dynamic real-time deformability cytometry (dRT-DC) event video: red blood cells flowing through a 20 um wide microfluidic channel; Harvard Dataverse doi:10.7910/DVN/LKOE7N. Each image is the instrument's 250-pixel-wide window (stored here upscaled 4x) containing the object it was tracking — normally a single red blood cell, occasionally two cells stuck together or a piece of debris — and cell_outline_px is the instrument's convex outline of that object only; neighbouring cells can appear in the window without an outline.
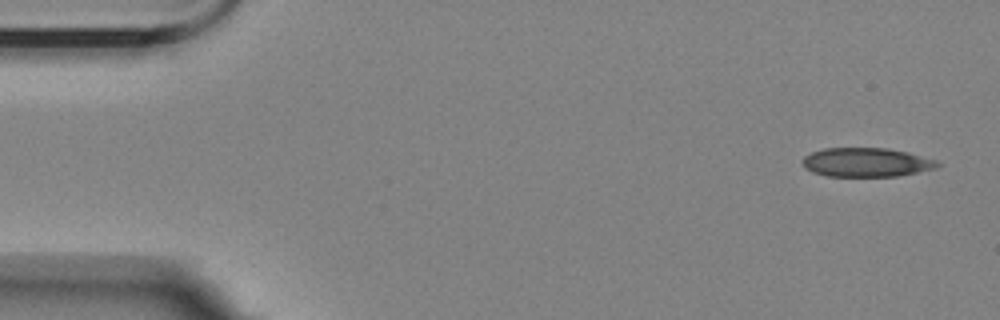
{"species": "Egyptian fruit bat (a non-hibernating species)", "species_latin": "Rousettus aegyptiacus", "temperature_condition": "room temperature", "stored_images_in_passage": 5, "camera_frame_rate_fps": 3000, "um_per_image_px": 0.085, "animal": {"sex": "female"}, "frame": {"image": 1, "passage_image": 1, "time_ms": 0.0, "image_size_px": [1000, 320], "cell_outline_px": [[940, 164], [936, 168], [896, 176], [824, 176], [812, 172], [804, 168], [800, 160], [804, 156], [812, 152], [824, 148], [888, 148], [908, 152], [936, 160]], "centroid_in_image_um": [73.58, 13.79], "position_along_channel_um": 11.4, "area_um2": 22.89}}
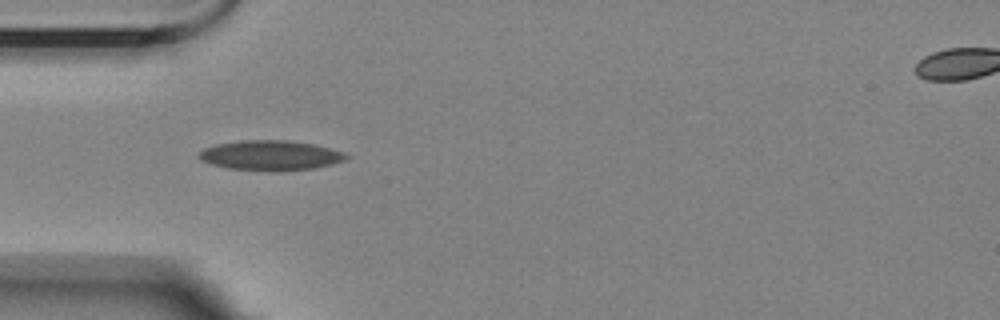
{"frame": {"image": 2, "passage_image": 4, "time_ms": 4.667, "image_size_px": [1000, 320], "cell_outline_px": [[352, 156], [348, 160], [332, 164], [312, 168], [228, 168], [212, 164], [200, 160], [200, 152], [204, 148], [216, 144], [240, 140], [288, 140], [312, 144], [344, 152]], "centroid_in_image_um": [23.03, 13.15], "position_along_channel_um": 62.0, "area_um2": 24.57}}
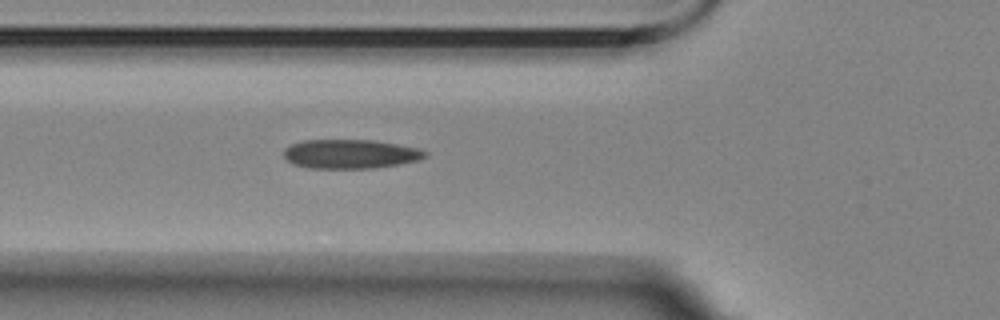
{"frame": {"image": 3, "passage_image": 5, "time_ms": 5.667, "image_size_px": [1000, 320], "cell_outline_px": [[428, 156], [420, 160], [400, 164], [372, 168], [308, 168], [292, 164], [284, 156], [284, 148], [292, 144], [304, 140], [372, 140], [420, 148], [428, 152]], "centroid_in_image_um": [29.81, 13.09], "position_along_channel_um": 96.0, "area_um2": 24.1}}